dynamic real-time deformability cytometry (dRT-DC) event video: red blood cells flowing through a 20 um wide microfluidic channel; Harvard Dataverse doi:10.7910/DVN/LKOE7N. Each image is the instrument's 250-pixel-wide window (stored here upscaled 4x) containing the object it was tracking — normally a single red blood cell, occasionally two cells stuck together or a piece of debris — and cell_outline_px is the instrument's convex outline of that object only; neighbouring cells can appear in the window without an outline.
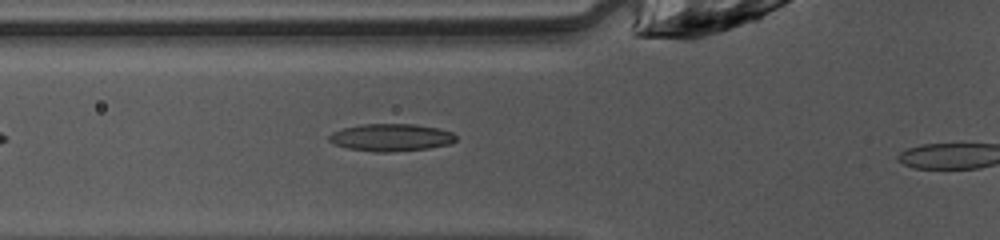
{"species": "common noctule bat (a hibernating species)", "species_latin": "Nyctalus noctula", "temperature_condition": "warm", "stored_images_in_passage": 7, "camera_frame_rate_fps": 3000, "um_per_image_px": 0.085, "animal": {"sex": "female", "body_mass_g": 10.0, "forearm_length_mm": 53.1}, "frame": {"image": 1, "passage_image": 6, "time_ms": 1.667, "image_size_px": [1000, 240], "cell_outline_px": [[456, 140], [452, 144], [428, 148], [388, 152], [376, 152], [348, 148], [336, 144], [328, 140], [328, 136], [332, 132], [344, 128], [360, 124], [412, 124], [440, 128], [452, 132], [456, 136]], "centroid_in_image_um": [33.27, 11.68], "position_along_channel_um": 92.5, "area_um2": 20.23}}